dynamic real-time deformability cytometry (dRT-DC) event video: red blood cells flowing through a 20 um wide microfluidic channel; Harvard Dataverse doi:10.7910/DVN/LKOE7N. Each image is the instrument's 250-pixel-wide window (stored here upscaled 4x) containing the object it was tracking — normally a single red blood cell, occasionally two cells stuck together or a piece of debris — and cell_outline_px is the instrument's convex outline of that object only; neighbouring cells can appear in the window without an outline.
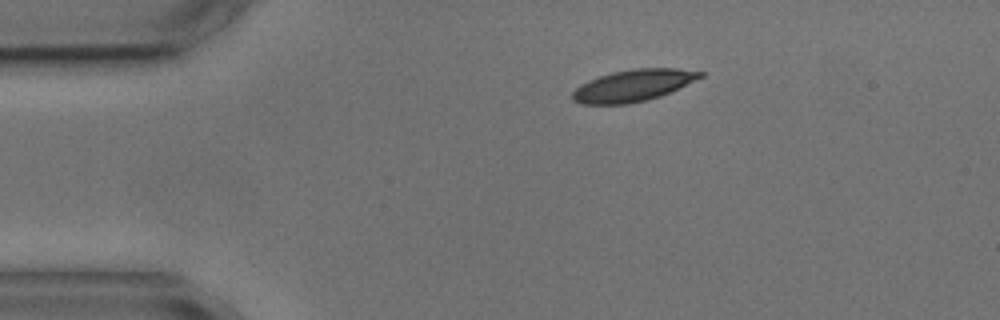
{"species": "common noctule bat (a hibernating species)", "species_latin": "Nyctalus noctula", "temperature_condition": "cold", "stored_images_in_passage": 3, "camera_frame_rate_fps": 3000, "um_per_image_px": 0.085, "animal": {"sex": "male", "body_mass_g": 17.9, "forearm_length_mm": 54.2}, "frame": {"image": 1, "passage_image": 1, "time_ms": 0.0, "image_size_px": [1000, 320], "cell_outline_px": [[704, 76], [660, 96], [628, 104], [580, 104], [572, 100], [572, 92], [580, 84], [588, 80], [612, 72], [636, 68], [676, 68], [704, 72]], "centroid_in_image_um": [53.78, 7.26], "position_along_channel_um": 31.2, "area_um2": 23.47}}
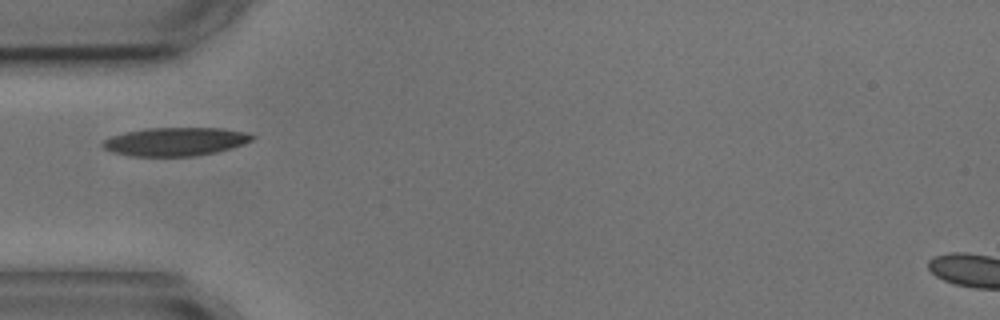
{"frame": {"image": 2, "passage_image": 3, "time_ms": 2.333, "image_size_px": [1000, 320], "cell_outline_px": [[256, 136], [252, 140], [244, 144], [232, 148], [216, 152], [196, 156], [132, 156], [112, 152], [104, 148], [100, 144], [104, 140], [112, 136], [124, 132], [144, 128], [224, 128], [248, 132]], "centroid_in_image_um": [14.93, 12.03], "position_along_channel_um": 70.1, "area_um2": 24.97}}